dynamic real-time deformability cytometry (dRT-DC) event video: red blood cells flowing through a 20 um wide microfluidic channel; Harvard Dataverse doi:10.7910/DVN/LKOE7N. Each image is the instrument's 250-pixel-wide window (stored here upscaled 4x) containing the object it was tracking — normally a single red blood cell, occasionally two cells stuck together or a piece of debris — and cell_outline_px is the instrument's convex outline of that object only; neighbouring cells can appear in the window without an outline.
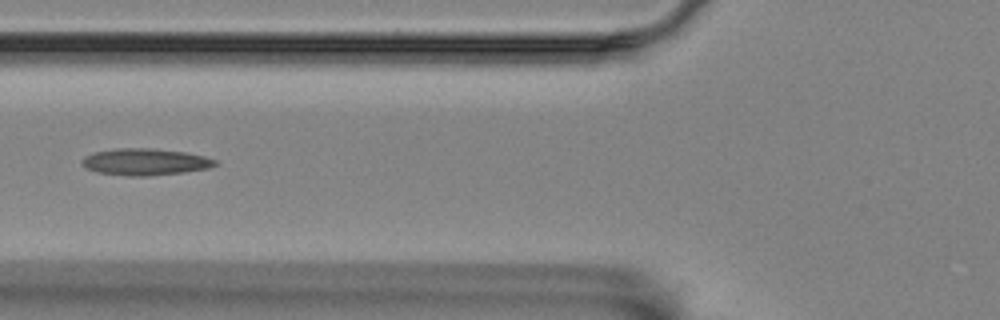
{"species": "Egyptian fruit bat (a non-hibernating species)", "species_latin": "Rousettus aegyptiacus", "temperature_condition": "room temperature", "stored_images_in_passage": 12, "segment_of_instrument_passage": [1, 2], "camera_frame_rate_fps": 3000, "um_per_image_px": 0.085, "animal": {"sex": "female"}, "frame": {"image": 1, "passage_image": 2, "time_ms": 0.333, "image_size_px": [1000, 320], "cell_outline_px": [[220, 164], [208, 168], [184, 172], [148, 176], [128, 176], [96, 172], [84, 168], [80, 164], [80, 160], [84, 156], [96, 152], [116, 148], [152, 148], [184, 152], [204, 156], [216, 160]], "centroid_in_image_um": [12.3, 13.76], "position_along_channel_um": 113.5, "area_um2": 20.92}}
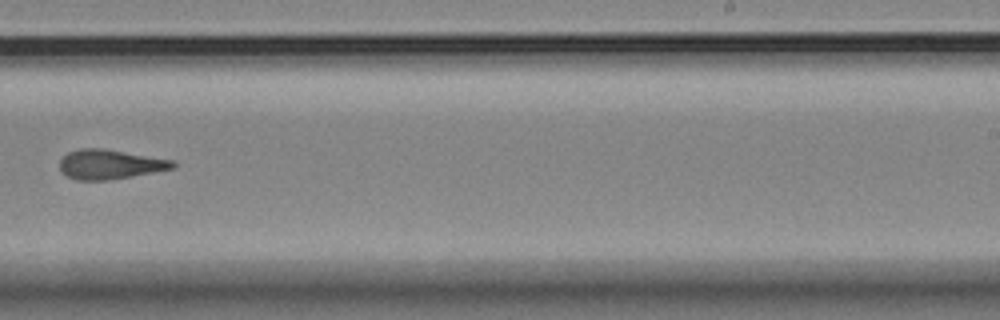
{"frame": {"image": 2, "passage_image": 6, "time_ms": 1.667, "image_size_px": [1000, 320], "cell_outline_px": [[176, 168], [132, 176], [108, 180], [76, 180], [68, 176], [60, 168], [60, 160], [68, 152], [80, 148], [104, 148], [176, 160]], "centroid_in_image_um": [9.4, 13.96], "position_along_channel_um": 279.6, "area_um2": 19.59}}
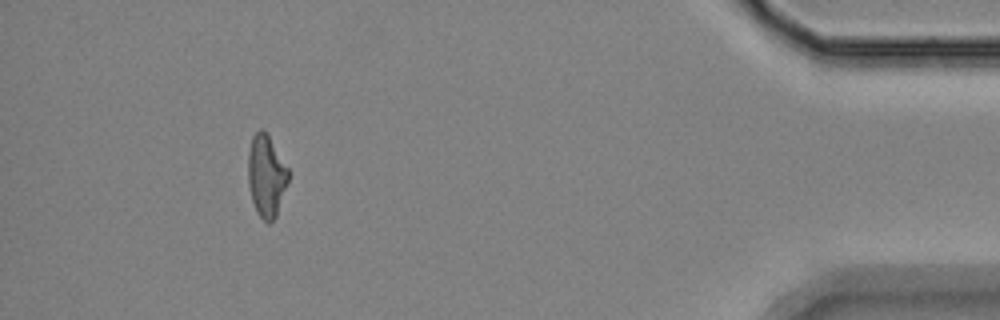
{"frame": {"image": 3, "passage_image": 10, "time_ms": 3.0, "image_size_px": [1000, 320], "cell_outline_px": [[288, 180], [276, 216], [268, 224], [256, 212], [252, 200], [248, 184], [248, 152], [252, 136], [260, 128], [268, 136], [288, 168]], "centroid_in_image_um": [22.61, 14.96], "position_along_channel_um": 412.6, "area_um2": 18.9}}